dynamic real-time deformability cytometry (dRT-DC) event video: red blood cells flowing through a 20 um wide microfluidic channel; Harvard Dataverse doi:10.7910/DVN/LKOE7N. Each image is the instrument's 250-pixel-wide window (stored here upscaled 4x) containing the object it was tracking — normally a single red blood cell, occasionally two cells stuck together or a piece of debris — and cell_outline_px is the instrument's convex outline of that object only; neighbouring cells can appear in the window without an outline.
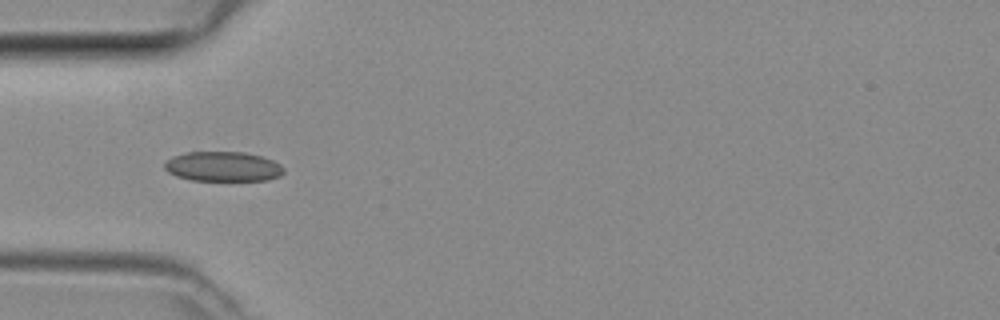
{"species": "common noctule bat (a hibernating species)", "species_latin": "Nyctalus noctula", "temperature_condition": "room temperature", "stored_images_in_passage": 6, "camera_frame_rate_fps": 3000, "um_per_image_px": 0.085, "animal": {"sex": "female", "body_mass_g": 29.2, "forearm_length_mm": 56.3}, "frame": {"image": 1, "passage_image": 5, "time_ms": 1.333, "image_size_px": [1000, 320], "cell_outline_px": [[284, 172], [280, 176], [268, 180], [192, 180], [176, 176], [168, 172], [164, 168], [164, 164], [172, 156], [188, 152], [244, 152], [260, 156], [272, 160], [280, 164], [284, 168]], "centroid_in_image_um": [18.96, 14.15], "position_along_channel_um": 66.0, "area_um2": 20.63}}
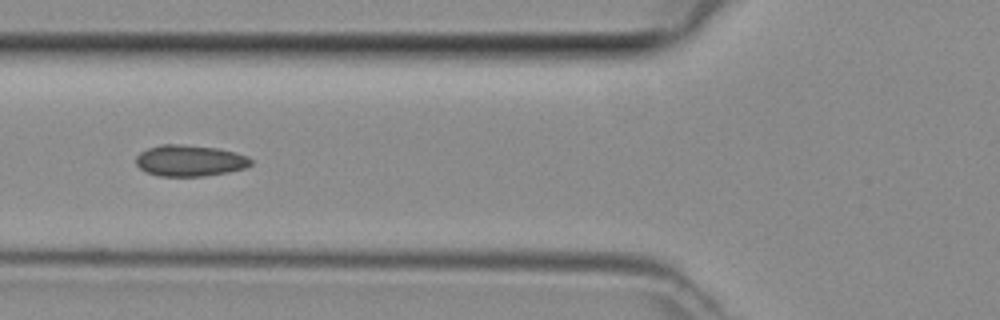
{"frame": {"image": 2, "passage_image": 6, "time_ms": 1.667, "image_size_px": [1000, 320], "cell_outline_px": [[252, 164], [244, 168], [228, 172], [204, 176], [160, 176], [148, 172], [140, 168], [136, 164], [136, 156], [140, 152], [148, 148], [160, 144], [180, 144], [220, 148], [236, 152], [248, 156], [252, 160]], "centroid_in_image_um": [16.15, 13.64], "position_along_channel_um": 109.7, "area_um2": 21.04}}